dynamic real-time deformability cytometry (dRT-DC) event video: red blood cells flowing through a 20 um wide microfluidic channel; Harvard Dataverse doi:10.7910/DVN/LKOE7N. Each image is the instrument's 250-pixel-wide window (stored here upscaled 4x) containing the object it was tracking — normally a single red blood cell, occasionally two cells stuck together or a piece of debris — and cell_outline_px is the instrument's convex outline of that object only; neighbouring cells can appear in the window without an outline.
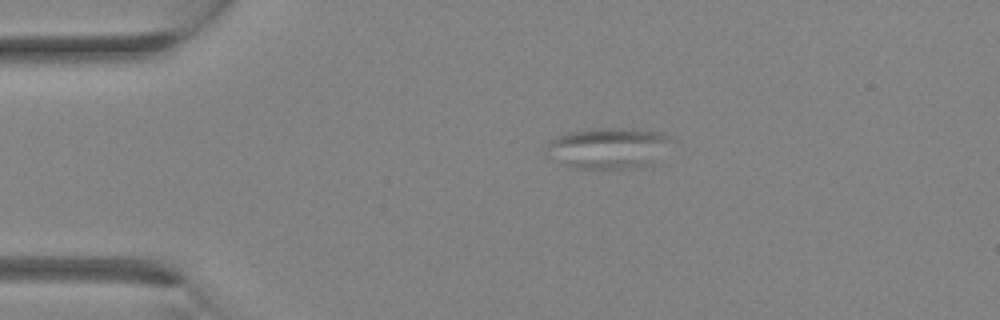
{"species": "Egyptian fruit bat (a non-hibernating species)", "species_latin": "Rousettus aegyptiacus", "temperature_condition": "room temperature", "stored_images_in_passage": 27, "camera_frame_rate_fps": 3000, "um_per_image_px": 0.085, "animal": {"sex": "female"}, "frame": {"image": 1, "passage_image": 1, "time_ms": 0.0, "image_size_px": [1000, 320], "cell_outline_px": [[668, 136], [644, 164], [620, 168], [576, 168], [560, 164], [548, 156], [544, 148], [548, 140], [556, 136], [568, 132], [592, 128], [624, 128], [664, 132]], "centroid_in_image_um": [51.37, 12.54], "position_along_channel_um": 33.6, "area_um2": 28.32}}
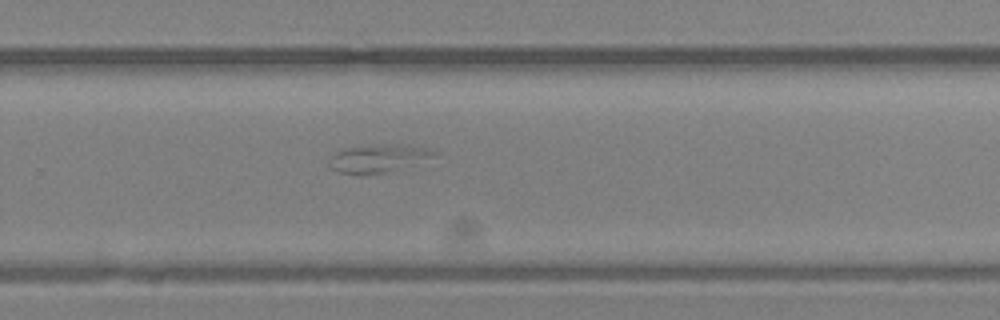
{"frame": {"image": 2, "passage_image": 16, "time_ms": 5.0, "image_size_px": [1000, 320], "cell_outline_px": [[440, 156], [384, 172], [364, 176], [360, 176], [340, 172], [332, 168], [328, 164], [328, 160], [336, 152], [344, 148], [388, 144], [400, 144], [424, 148], [436, 152]], "centroid_in_image_um": [32.12, 13.48], "position_along_channel_um": 297.7, "area_um2": 16.99}}
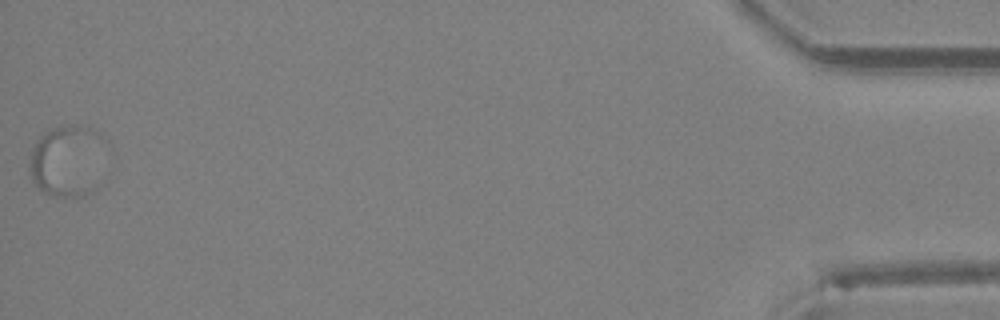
{"frame": {"image": 3, "passage_image": 27, "time_ms": 8.667, "image_size_px": [1000, 320], "cell_outline_px": [[112, 144], [92, 192], [84, 196], [52, 196], [44, 192], [32, 180], [28, 168], [32, 148], [36, 140], [44, 132], [52, 128], [72, 124], [80, 124], [92, 128], [100, 132]], "centroid_in_image_um": [5.82, 13.61], "position_along_channel_um": 429.4, "area_um2": 33.29}}